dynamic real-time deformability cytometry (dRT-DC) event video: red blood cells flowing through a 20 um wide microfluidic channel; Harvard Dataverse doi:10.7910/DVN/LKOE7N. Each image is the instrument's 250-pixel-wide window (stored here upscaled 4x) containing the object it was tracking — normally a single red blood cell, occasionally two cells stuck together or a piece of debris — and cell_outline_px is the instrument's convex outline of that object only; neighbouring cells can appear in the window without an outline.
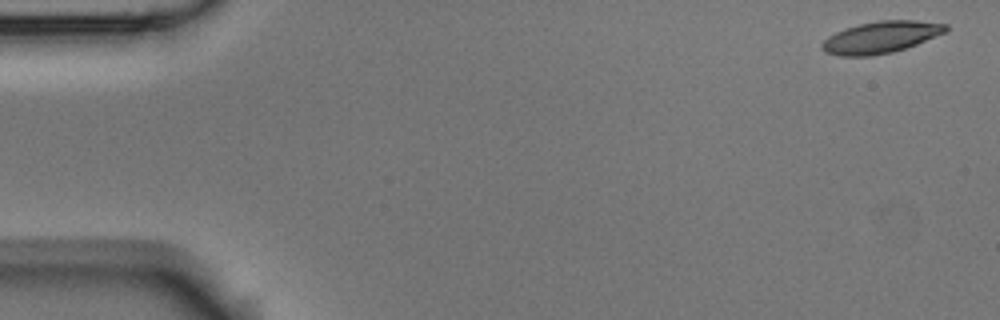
{"species": "Egyptian fruit bat (a non-hibernating species)", "species_latin": "Rousettus aegyptiacus", "temperature_condition": "room temperature", "stored_images_in_passage": 5, "camera_frame_rate_fps": 3000, "um_per_image_px": 0.085, "animal": {"sex": "male"}, "frame": {"image": 1, "passage_image": 1, "time_ms": 0.0, "image_size_px": [1000, 320], "cell_outline_px": [[948, 32], [916, 44], [892, 52], [872, 56], [840, 56], [824, 52], [820, 48], [820, 44], [828, 36], [844, 28], [860, 24], [880, 20], [916, 20], [948, 24]], "centroid_in_image_um": [74.87, 3.16], "position_along_channel_um": 10.1, "area_um2": 23.06}}
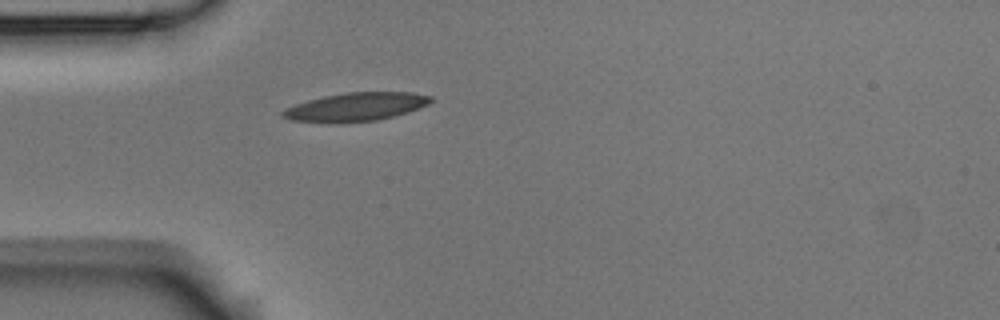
{"frame": {"image": 2, "passage_image": 5, "time_ms": 4.667, "image_size_px": [1000, 320], "cell_outline_px": [[432, 100], [428, 104], [408, 112], [376, 120], [336, 124], [328, 124], [288, 120], [280, 116], [280, 112], [284, 108], [308, 100], [324, 96], [344, 92], [412, 92], [432, 96]], "centroid_in_image_um": [30.16, 9.1], "position_along_channel_um": 54.8, "area_um2": 24.97}}